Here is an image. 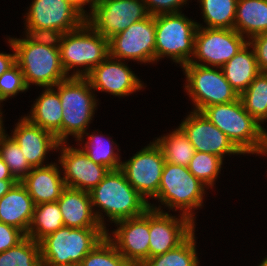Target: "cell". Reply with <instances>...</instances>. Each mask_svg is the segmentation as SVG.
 I'll list each match as a JSON object with an SVG mask.
<instances>
[{"mask_svg": "<svg viewBox=\"0 0 267 266\" xmlns=\"http://www.w3.org/2000/svg\"><path fill=\"white\" fill-rule=\"evenodd\" d=\"M88 136V141L85 142V146L82 150L88 156L89 159L94 161L96 164L107 167L109 170H117L121 168V160L118 153L114 152L113 145L115 142L103 139L100 134L90 135L85 132ZM119 156V157H118Z\"/></svg>", "mask_w": 267, "mask_h": 266, "instance_id": "d6a6232c", "label": "cell"}, {"mask_svg": "<svg viewBox=\"0 0 267 266\" xmlns=\"http://www.w3.org/2000/svg\"><path fill=\"white\" fill-rule=\"evenodd\" d=\"M19 145L32 168L43 167L47 152L57 150L56 137L23 117L17 123L11 136Z\"/></svg>", "mask_w": 267, "mask_h": 266, "instance_id": "44dd1931", "label": "cell"}, {"mask_svg": "<svg viewBox=\"0 0 267 266\" xmlns=\"http://www.w3.org/2000/svg\"><path fill=\"white\" fill-rule=\"evenodd\" d=\"M222 163L223 159L217 155L196 151L188 165V170L205 186L213 187Z\"/></svg>", "mask_w": 267, "mask_h": 266, "instance_id": "d590c367", "label": "cell"}, {"mask_svg": "<svg viewBox=\"0 0 267 266\" xmlns=\"http://www.w3.org/2000/svg\"><path fill=\"white\" fill-rule=\"evenodd\" d=\"M165 158L156 142L142 148L128 161L121 163L127 181L144 198H155L161 183Z\"/></svg>", "mask_w": 267, "mask_h": 266, "instance_id": "5bb4252c", "label": "cell"}, {"mask_svg": "<svg viewBox=\"0 0 267 266\" xmlns=\"http://www.w3.org/2000/svg\"><path fill=\"white\" fill-rule=\"evenodd\" d=\"M35 204L21 182L0 198V221L21 230L25 235L30 227Z\"/></svg>", "mask_w": 267, "mask_h": 266, "instance_id": "603a6c76", "label": "cell"}, {"mask_svg": "<svg viewBox=\"0 0 267 266\" xmlns=\"http://www.w3.org/2000/svg\"><path fill=\"white\" fill-rule=\"evenodd\" d=\"M5 134V130L0 133V157L10 169L13 177L21 182L33 169L28 163L17 142Z\"/></svg>", "mask_w": 267, "mask_h": 266, "instance_id": "836d02e7", "label": "cell"}, {"mask_svg": "<svg viewBox=\"0 0 267 266\" xmlns=\"http://www.w3.org/2000/svg\"><path fill=\"white\" fill-rule=\"evenodd\" d=\"M55 164L33 168L21 181L35 206L41 203L56 202L66 188L63 177L60 175L59 166Z\"/></svg>", "mask_w": 267, "mask_h": 266, "instance_id": "7402d4cb", "label": "cell"}, {"mask_svg": "<svg viewBox=\"0 0 267 266\" xmlns=\"http://www.w3.org/2000/svg\"><path fill=\"white\" fill-rule=\"evenodd\" d=\"M234 29L247 40L267 32V0H238Z\"/></svg>", "mask_w": 267, "mask_h": 266, "instance_id": "484cf974", "label": "cell"}, {"mask_svg": "<svg viewBox=\"0 0 267 266\" xmlns=\"http://www.w3.org/2000/svg\"><path fill=\"white\" fill-rule=\"evenodd\" d=\"M175 218L161 207L149 208V258L164 254L180 245L194 230L195 222L180 214Z\"/></svg>", "mask_w": 267, "mask_h": 266, "instance_id": "9a60e30c", "label": "cell"}, {"mask_svg": "<svg viewBox=\"0 0 267 266\" xmlns=\"http://www.w3.org/2000/svg\"><path fill=\"white\" fill-rule=\"evenodd\" d=\"M197 26L193 59L203 63L193 59L189 63L221 68L248 43L235 29Z\"/></svg>", "mask_w": 267, "mask_h": 266, "instance_id": "8fae6325", "label": "cell"}, {"mask_svg": "<svg viewBox=\"0 0 267 266\" xmlns=\"http://www.w3.org/2000/svg\"><path fill=\"white\" fill-rule=\"evenodd\" d=\"M244 109L260 124L267 119V72H260L239 95Z\"/></svg>", "mask_w": 267, "mask_h": 266, "instance_id": "f1b7e54d", "label": "cell"}, {"mask_svg": "<svg viewBox=\"0 0 267 266\" xmlns=\"http://www.w3.org/2000/svg\"><path fill=\"white\" fill-rule=\"evenodd\" d=\"M67 146L64 143L58 145V149L61 148L62 151L59 164L64 170L66 187L91 191L103 180L109 169L89 159L82 149Z\"/></svg>", "mask_w": 267, "mask_h": 266, "instance_id": "ac0fdd59", "label": "cell"}, {"mask_svg": "<svg viewBox=\"0 0 267 266\" xmlns=\"http://www.w3.org/2000/svg\"><path fill=\"white\" fill-rule=\"evenodd\" d=\"M59 205L63 224L70 228H104V217L100 209L93 210L90 193L88 191L66 187L59 199ZM100 213V214H99Z\"/></svg>", "mask_w": 267, "mask_h": 266, "instance_id": "ffe728a7", "label": "cell"}, {"mask_svg": "<svg viewBox=\"0 0 267 266\" xmlns=\"http://www.w3.org/2000/svg\"><path fill=\"white\" fill-rule=\"evenodd\" d=\"M54 87L45 88L36 99L31 115L25 116L30 122L52 133L62 143V104Z\"/></svg>", "mask_w": 267, "mask_h": 266, "instance_id": "cb8c5ba5", "label": "cell"}, {"mask_svg": "<svg viewBox=\"0 0 267 266\" xmlns=\"http://www.w3.org/2000/svg\"><path fill=\"white\" fill-rule=\"evenodd\" d=\"M61 64L68 77H86L109 56V40L95 31L86 21L77 29L57 37ZM72 75L69 71L74 67Z\"/></svg>", "mask_w": 267, "mask_h": 266, "instance_id": "7a4b0ae2", "label": "cell"}, {"mask_svg": "<svg viewBox=\"0 0 267 266\" xmlns=\"http://www.w3.org/2000/svg\"><path fill=\"white\" fill-rule=\"evenodd\" d=\"M206 186L196 178L188 167L165 162L158 194V199L169 209H180L183 215L195 220L192 212L202 207Z\"/></svg>", "mask_w": 267, "mask_h": 266, "instance_id": "ba28073f", "label": "cell"}, {"mask_svg": "<svg viewBox=\"0 0 267 266\" xmlns=\"http://www.w3.org/2000/svg\"><path fill=\"white\" fill-rule=\"evenodd\" d=\"M13 54L0 53V76L16 63V51L11 40H8Z\"/></svg>", "mask_w": 267, "mask_h": 266, "instance_id": "60d3db41", "label": "cell"}, {"mask_svg": "<svg viewBox=\"0 0 267 266\" xmlns=\"http://www.w3.org/2000/svg\"><path fill=\"white\" fill-rule=\"evenodd\" d=\"M247 43L235 56L222 67L225 79L231 87L240 95L252 83L254 78L261 72L252 48L249 51Z\"/></svg>", "mask_w": 267, "mask_h": 266, "instance_id": "d4e9b609", "label": "cell"}, {"mask_svg": "<svg viewBox=\"0 0 267 266\" xmlns=\"http://www.w3.org/2000/svg\"><path fill=\"white\" fill-rule=\"evenodd\" d=\"M188 0H144L150 15L156 16L168 13H178L179 8Z\"/></svg>", "mask_w": 267, "mask_h": 266, "instance_id": "74e56055", "label": "cell"}, {"mask_svg": "<svg viewBox=\"0 0 267 266\" xmlns=\"http://www.w3.org/2000/svg\"><path fill=\"white\" fill-rule=\"evenodd\" d=\"M155 16L137 21L109 39V55L113 58L155 62Z\"/></svg>", "mask_w": 267, "mask_h": 266, "instance_id": "4fadbf2b", "label": "cell"}, {"mask_svg": "<svg viewBox=\"0 0 267 266\" xmlns=\"http://www.w3.org/2000/svg\"><path fill=\"white\" fill-rule=\"evenodd\" d=\"M202 113L243 153L258 154L262 146V126L243 107L234 102L206 107Z\"/></svg>", "mask_w": 267, "mask_h": 266, "instance_id": "8992f818", "label": "cell"}, {"mask_svg": "<svg viewBox=\"0 0 267 266\" xmlns=\"http://www.w3.org/2000/svg\"><path fill=\"white\" fill-rule=\"evenodd\" d=\"M26 14V34L34 36L58 37L86 21L69 0H34Z\"/></svg>", "mask_w": 267, "mask_h": 266, "instance_id": "9c48e42d", "label": "cell"}, {"mask_svg": "<svg viewBox=\"0 0 267 266\" xmlns=\"http://www.w3.org/2000/svg\"><path fill=\"white\" fill-rule=\"evenodd\" d=\"M179 127L197 152L214 154L222 159L225 154H243L202 112L192 111Z\"/></svg>", "mask_w": 267, "mask_h": 266, "instance_id": "e0dca14e", "label": "cell"}, {"mask_svg": "<svg viewBox=\"0 0 267 266\" xmlns=\"http://www.w3.org/2000/svg\"><path fill=\"white\" fill-rule=\"evenodd\" d=\"M55 87L63 109L62 143L66 144L68 135L82 141L97 107L91 85L86 77H68Z\"/></svg>", "mask_w": 267, "mask_h": 266, "instance_id": "5b68a950", "label": "cell"}, {"mask_svg": "<svg viewBox=\"0 0 267 266\" xmlns=\"http://www.w3.org/2000/svg\"><path fill=\"white\" fill-rule=\"evenodd\" d=\"M0 180H16L10 169L5 164L4 160L0 157Z\"/></svg>", "mask_w": 267, "mask_h": 266, "instance_id": "7bdbcfd3", "label": "cell"}, {"mask_svg": "<svg viewBox=\"0 0 267 266\" xmlns=\"http://www.w3.org/2000/svg\"><path fill=\"white\" fill-rule=\"evenodd\" d=\"M258 266H267V257H265Z\"/></svg>", "mask_w": 267, "mask_h": 266, "instance_id": "7dc6e473", "label": "cell"}, {"mask_svg": "<svg viewBox=\"0 0 267 266\" xmlns=\"http://www.w3.org/2000/svg\"><path fill=\"white\" fill-rule=\"evenodd\" d=\"M194 232L176 248L150 257L141 266H199Z\"/></svg>", "mask_w": 267, "mask_h": 266, "instance_id": "f546056e", "label": "cell"}, {"mask_svg": "<svg viewBox=\"0 0 267 266\" xmlns=\"http://www.w3.org/2000/svg\"><path fill=\"white\" fill-rule=\"evenodd\" d=\"M25 237L21 230L0 221V253L16 246Z\"/></svg>", "mask_w": 267, "mask_h": 266, "instance_id": "f35d334b", "label": "cell"}, {"mask_svg": "<svg viewBox=\"0 0 267 266\" xmlns=\"http://www.w3.org/2000/svg\"><path fill=\"white\" fill-rule=\"evenodd\" d=\"M197 22L181 12L155 16V61L164 56L172 58L181 67L194 55Z\"/></svg>", "mask_w": 267, "mask_h": 266, "instance_id": "52a82bcc", "label": "cell"}, {"mask_svg": "<svg viewBox=\"0 0 267 266\" xmlns=\"http://www.w3.org/2000/svg\"><path fill=\"white\" fill-rule=\"evenodd\" d=\"M85 17L88 16L87 13H85L86 11L84 10V5L90 4V10L91 12L94 9V5L96 4L97 0H69Z\"/></svg>", "mask_w": 267, "mask_h": 266, "instance_id": "b9f144b4", "label": "cell"}, {"mask_svg": "<svg viewBox=\"0 0 267 266\" xmlns=\"http://www.w3.org/2000/svg\"><path fill=\"white\" fill-rule=\"evenodd\" d=\"M156 144L161 148L165 162L188 167L196 153L188 137L179 127L171 134L157 138Z\"/></svg>", "mask_w": 267, "mask_h": 266, "instance_id": "83f0119b", "label": "cell"}, {"mask_svg": "<svg viewBox=\"0 0 267 266\" xmlns=\"http://www.w3.org/2000/svg\"><path fill=\"white\" fill-rule=\"evenodd\" d=\"M62 227H64L63 218L57 201L41 203L34 207L33 218L26 236L39 243Z\"/></svg>", "mask_w": 267, "mask_h": 266, "instance_id": "4316f807", "label": "cell"}, {"mask_svg": "<svg viewBox=\"0 0 267 266\" xmlns=\"http://www.w3.org/2000/svg\"><path fill=\"white\" fill-rule=\"evenodd\" d=\"M118 60V61H117ZM122 60L110 55L86 76L91 88L115 96H127L143 88L142 81Z\"/></svg>", "mask_w": 267, "mask_h": 266, "instance_id": "d6986e66", "label": "cell"}, {"mask_svg": "<svg viewBox=\"0 0 267 266\" xmlns=\"http://www.w3.org/2000/svg\"><path fill=\"white\" fill-rule=\"evenodd\" d=\"M17 182V180H0V198L5 195Z\"/></svg>", "mask_w": 267, "mask_h": 266, "instance_id": "ee69618b", "label": "cell"}, {"mask_svg": "<svg viewBox=\"0 0 267 266\" xmlns=\"http://www.w3.org/2000/svg\"><path fill=\"white\" fill-rule=\"evenodd\" d=\"M89 193L92 208H101L113 223L140 216L150 208V203L131 186L121 169L109 170Z\"/></svg>", "mask_w": 267, "mask_h": 266, "instance_id": "3957f363", "label": "cell"}, {"mask_svg": "<svg viewBox=\"0 0 267 266\" xmlns=\"http://www.w3.org/2000/svg\"><path fill=\"white\" fill-rule=\"evenodd\" d=\"M249 47H252L261 72H267V32L249 39Z\"/></svg>", "mask_w": 267, "mask_h": 266, "instance_id": "ab89813d", "label": "cell"}, {"mask_svg": "<svg viewBox=\"0 0 267 266\" xmlns=\"http://www.w3.org/2000/svg\"><path fill=\"white\" fill-rule=\"evenodd\" d=\"M0 266H43L40 244L26 236L16 246L0 253Z\"/></svg>", "mask_w": 267, "mask_h": 266, "instance_id": "1f68e13d", "label": "cell"}, {"mask_svg": "<svg viewBox=\"0 0 267 266\" xmlns=\"http://www.w3.org/2000/svg\"><path fill=\"white\" fill-rule=\"evenodd\" d=\"M79 266H132L105 236L81 261Z\"/></svg>", "mask_w": 267, "mask_h": 266, "instance_id": "e575fe53", "label": "cell"}, {"mask_svg": "<svg viewBox=\"0 0 267 266\" xmlns=\"http://www.w3.org/2000/svg\"><path fill=\"white\" fill-rule=\"evenodd\" d=\"M115 224L119 227L113 231L114 238L108 234V230L106 236L132 266H141L149 259V209L140 216L120 220Z\"/></svg>", "mask_w": 267, "mask_h": 266, "instance_id": "2e32d148", "label": "cell"}, {"mask_svg": "<svg viewBox=\"0 0 267 266\" xmlns=\"http://www.w3.org/2000/svg\"><path fill=\"white\" fill-rule=\"evenodd\" d=\"M238 0H200L205 28L234 29Z\"/></svg>", "mask_w": 267, "mask_h": 266, "instance_id": "4dcf8cb0", "label": "cell"}, {"mask_svg": "<svg viewBox=\"0 0 267 266\" xmlns=\"http://www.w3.org/2000/svg\"><path fill=\"white\" fill-rule=\"evenodd\" d=\"M1 115H2V112H1V109H0V133L4 130V128H3V123H2L3 120H2V118H1V117H2Z\"/></svg>", "mask_w": 267, "mask_h": 266, "instance_id": "bcb514c9", "label": "cell"}, {"mask_svg": "<svg viewBox=\"0 0 267 266\" xmlns=\"http://www.w3.org/2000/svg\"><path fill=\"white\" fill-rule=\"evenodd\" d=\"M186 75L184 86L194 103V110L202 112L206 107L234 102L239 94L225 79L221 68L188 63L182 67Z\"/></svg>", "mask_w": 267, "mask_h": 266, "instance_id": "30bf717a", "label": "cell"}, {"mask_svg": "<svg viewBox=\"0 0 267 266\" xmlns=\"http://www.w3.org/2000/svg\"><path fill=\"white\" fill-rule=\"evenodd\" d=\"M28 88L22 70L15 63L0 76V103Z\"/></svg>", "mask_w": 267, "mask_h": 266, "instance_id": "8d00e7d4", "label": "cell"}, {"mask_svg": "<svg viewBox=\"0 0 267 266\" xmlns=\"http://www.w3.org/2000/svg\"><path fill=\"white\" fill-rule=\"evenodd\" d=\"M25 35L24 39L9 40L28 88L31 84L51 88L68 78L61 64L57 37Z\"/></svg>", "mask_w": 267, "mask_h": 266, "instance_id": "6da1fadb", "label": "cell"}, {"mask_svg": "<svg viewBox=\"0 0 267 266\" xmlns=\"http://www.w3.org/2000/svg\"><path fill=\"white\" fill-rule=\"evenodd\" d=\"M105 236L106 230L104 228H70L64 226L39 242L42 265H79Z\"/></svg>", "mask_w": 267, "mask_h": 266, "instance_id": "277c9868", "label": "cell"}, {"mask_svg": "<svg viewBox=\"0 0 267 266\" xmlns=\"http://www.w3.org/2000/svg\"><path fill=\"white\" fill-rule=\"evenodd\" d=\"M263 138H262V146L258 154L267 155V131L262 127Z\"/></svg>", "mask_w": 267, "mask_h": 266, "instance_id": "f6af8a7d", "label": "cell"}, {"mask_svg": "<svg viewBox=\"0 0 267 266\" xmlns=\"http://www.w3.org/2000/svg\"><path fill=\"white\" fill-rule=\"evenodd\" d=\"M86 22L108 40L150 16L144 0H97Z\"/></svg>", "mask_w": 267, "mask_h": 266, "instance_id": "7c38bea8", "label": "cell"}]
</instances>
